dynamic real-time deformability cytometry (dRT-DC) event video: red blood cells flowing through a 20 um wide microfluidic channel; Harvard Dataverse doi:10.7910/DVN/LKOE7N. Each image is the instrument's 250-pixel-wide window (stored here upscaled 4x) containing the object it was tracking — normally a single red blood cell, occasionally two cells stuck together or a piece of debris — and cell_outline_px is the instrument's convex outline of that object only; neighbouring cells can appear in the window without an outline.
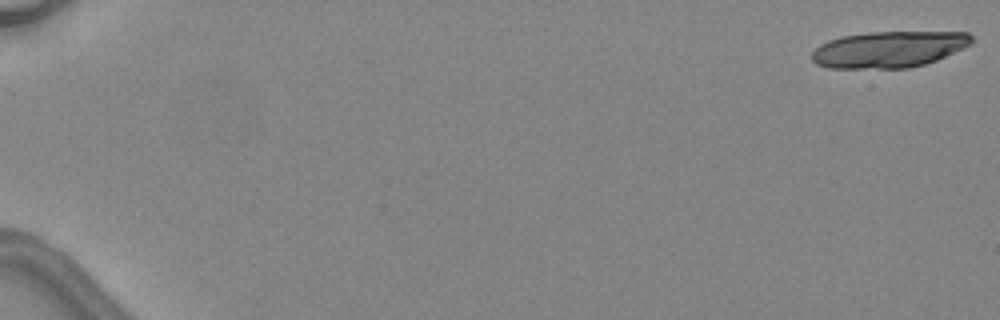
{"species": "common noctule bat (a hibernating species)", "species_latin": "Nyctalus noctula", "temperature_condition": "warm", "stored_images_in_passage": 3, "camera_frame_rate_fps": 3000, "um_per_image_px": 0.085, "animal": {"sex": "female", "body_mass_g": 24.6, "forearm_length_mm": 56.2}, "frame": {"image": 1, "passage_image": 1, "time_ms": 0.0, "image_size_px": [1000, 320], "cell_outline_px": [[972, 44], [964, 48], [936, 60], [924, 64], [908, 68], [828, 68], [816, 64], [812, 60], [812, 52], [820, 44], [828, 40], [840, 36], [868, 32], [968, 32], [972, 36]], "centroid_in_image_um": [75.54, 4.19], "position_along_channel_um": 9.5, "area_um2": 33.93}}